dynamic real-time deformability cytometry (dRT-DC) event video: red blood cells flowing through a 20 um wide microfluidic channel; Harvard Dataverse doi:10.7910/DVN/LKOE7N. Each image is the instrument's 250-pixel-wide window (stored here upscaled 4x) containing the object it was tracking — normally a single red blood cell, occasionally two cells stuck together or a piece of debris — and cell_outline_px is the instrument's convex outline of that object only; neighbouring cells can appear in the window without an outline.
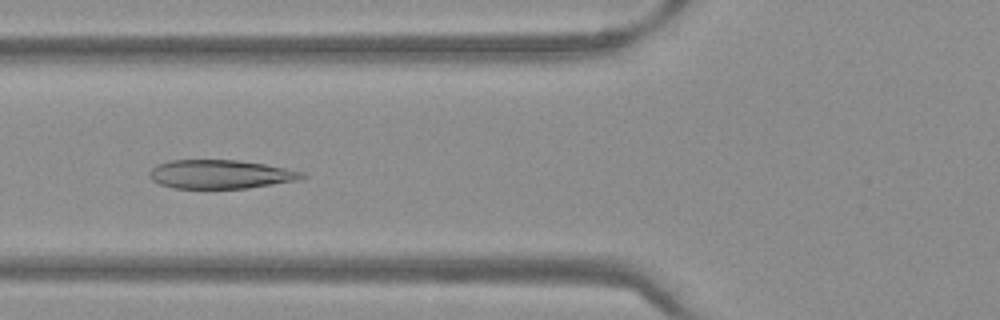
{"species": "Egyptian fruit bat (a non-hibernating species)", "species_latin": "Rousettus aegyptiacus", "temperature_condition": "warm", "stored_images_in_passage": 51, "camera_frame_rate_fps": 3000, "um_per_image_px": 0.085, "frame": {"image": 1, "passage_image": 20, "time_ms": 6.333, "image_size_px": [1000, 320], "cell_outline_px": [[308, 176], [304, 180], [248, 188], [172, 188], [160, 184], [152, 180], [148, 176], [148, 172], [152, 168], [160, 164], [172, 160], [236, 160], [264, 164], [304, 172]], "centroid_in_image_um": [18.79, 14.82], "position_along_channel_um": 107.0, "area_um2": 25.72}}
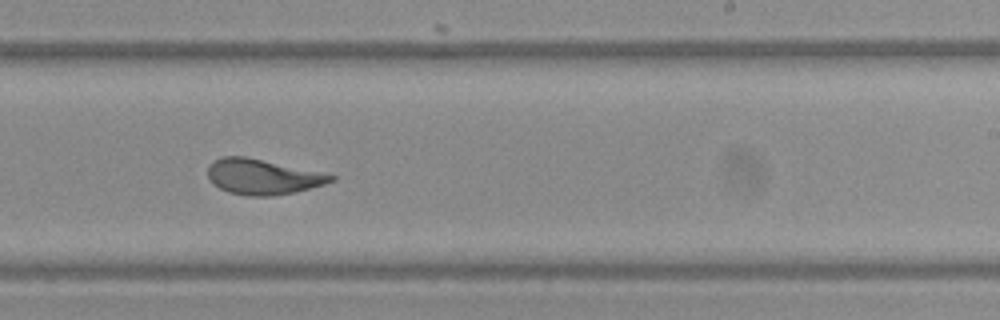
{"frame": {"image": 2, "passage_image": 32, "time_ms": 10.333, "image_size_px": [1000, 320], "cell_outline_px": [[336, 180], [324, 184], [292, 192], [272, 196], [248, 196], [228, 192], [212, 184], [208, 176], [208, 164], [212, 160], [220, 156], [244, 156], [336, 176]], "centroid_in_image_um": [22.23, 15.02], "position_along_channel_um": 266.8, "area_um2": 25.03}}
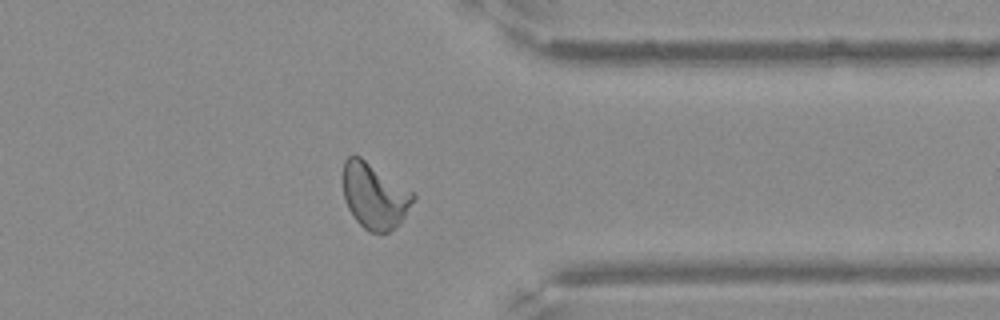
{"frame": {"image": 3, "passage_image": 41, "time_ms": 13.333, "image_size_px": [1000, 320], "cell_outline_px": [[416, 196], [400, 224], [396, 228], [388, 232], [368, 232], [356, 220], [348, 208], [344, 200], [340, 176], [344, 160], [352, 152], [360, 156], [416, 192]], "centroid_in_image_um": [31.8, 16.59], "position_along_channel_um": 379.6, "area_um2": 27.74}}